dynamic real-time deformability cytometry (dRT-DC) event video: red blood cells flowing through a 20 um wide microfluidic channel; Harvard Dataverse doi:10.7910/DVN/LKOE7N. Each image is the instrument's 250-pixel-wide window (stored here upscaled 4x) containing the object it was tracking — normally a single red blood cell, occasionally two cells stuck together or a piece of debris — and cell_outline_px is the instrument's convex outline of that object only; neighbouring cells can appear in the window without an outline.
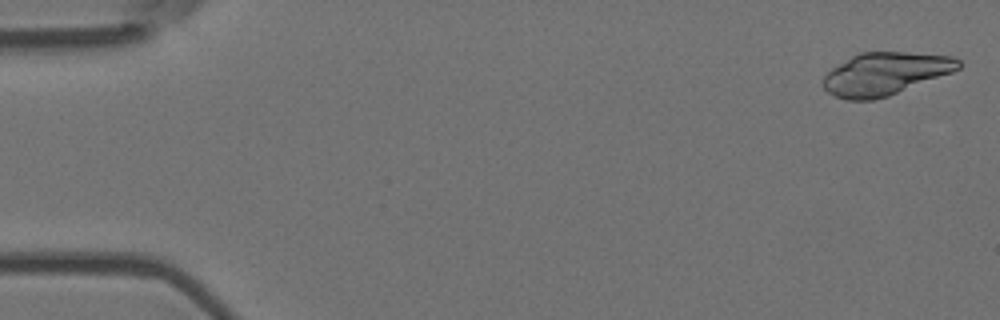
{"species": "Egyptian fruit bat (a non-hibernating species)", "species_latin": "Rousettus aegyptiacus", "temperature_condition": "room temperature", "stored_images_in_passage": 20, "camera_frame_rate_fps": 3000, "um_per_image_px": 0.085, "animal": {"sex": "female"}, "frame": {"image": 1, "passage_image": 2, "time_ms": 0.333, "image_size_px": [1000, 320], "cell_outline_px": [[960, 68], [952, 72], [888, 96], [872, 100], [848, 100], [836, 96], [828, 92], [824, 88], [820, 80], [832, 68], [852, 56], [860, 52], [904, 52], [952, 56], [960, 60]], "centroid_in_image_um": [75.22, 6.27], "position_along_channel_um": 9.8, "area_um2": 33.41}}